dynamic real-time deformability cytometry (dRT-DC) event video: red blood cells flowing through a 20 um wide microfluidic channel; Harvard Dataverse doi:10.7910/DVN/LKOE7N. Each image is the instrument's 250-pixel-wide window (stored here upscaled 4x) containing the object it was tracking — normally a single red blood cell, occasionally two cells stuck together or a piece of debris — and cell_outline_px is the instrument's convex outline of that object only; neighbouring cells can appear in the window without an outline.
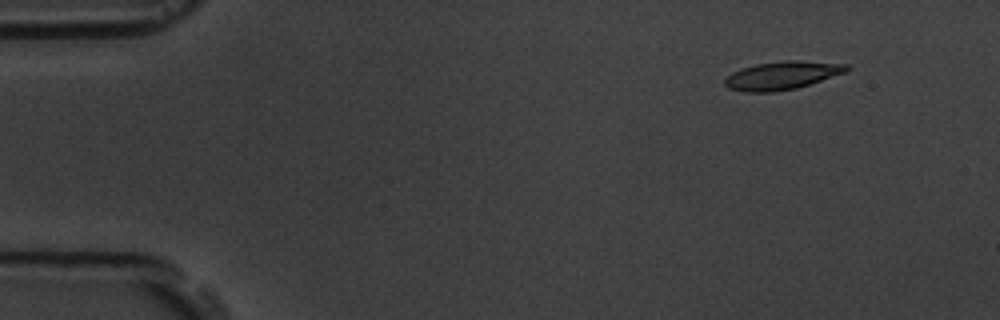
{"species": "common noctule bat (a hibernating species)", "species_latin": "Nyctalus noctula", "temperature_condition": "room temperature", "stored_images_in_passage": 15, "camera_frame_rate_fps": 3000, "um_per_image_px": 0.085, "animal": {"sex": "male", "body_mass_g": 19.5, "forearm_length_mm": 54.6}, "frame": {"image": 1, "passage_image": 2, "time_ms": 1.333, "image_size_px": [1000, 320], "cell_outline_px": [[848, 72], [796, 88], [772, 92], [744, 92], [728, 88], [724, 84], [724, 80], [732, 72], [740, 68], [756, 64], [784, 60], [800, 60], [848, 64]], "centroid_in_image_um": [66.47, 6.4], "position_along_channel_um": 18.5, "area_um2": 20.11}}
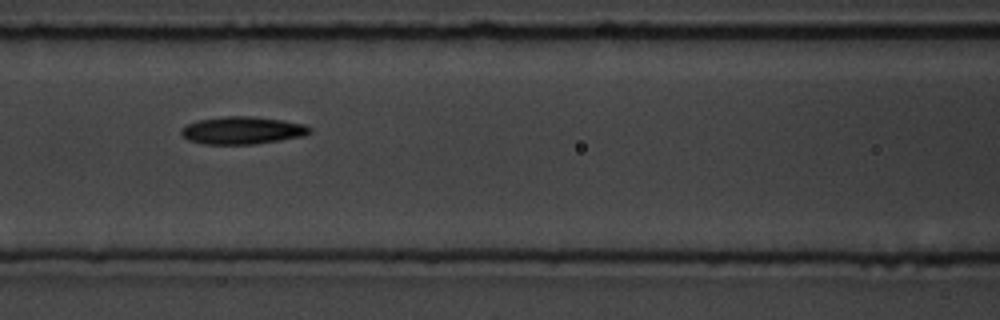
{"frame": {"image": 2, "passage_image": 7, "time_ms": 7.667, "image_size_px": [1000, 320], "cell_outline_px": [[312, 132], [304, 136], [280, 140], [252, 144], [204, 144], [188, 140], [180, 136], [180, 128], [196, 120], [224, 116], [252, 116], [280, 120], [304, 124], [312, 128]], "centroid_in_image_um": [20.56, 11.08], "position_along_channel_um": 146.0, "area_um2": 20.75}}
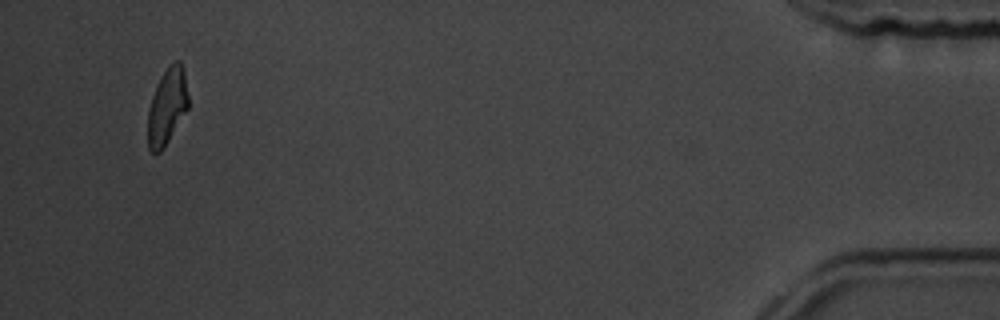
{"frame": {"image": 3, "passage_image": 15, "time_ms": 17.667, "image_size_px": [1000, 320], "cell_outline_px": [[188, 108], [164, 148], [160, 152], [152, 152], [148, 148], [148, 112], [152, 96], [160, 76], [168, 64], [176, 60], [180, 60], [184, 68], [188, 96]], "centroid_in_image_um": [14.21, 9.0], "position_along_channel_um": 421.0, "area_um2": 18.09}, "authors_computed_cell_mechanics": {"area_um2": 19.8832, "velocity_mm_per_s": 3.54, "shape_relaxation_time_tau1_ms": 3.5351, "shape_relaxation_time_tau2_ms": 3.1622, "deformation_change_tau1": 0.1006, "deformation_change_tau2": 0.1014}}